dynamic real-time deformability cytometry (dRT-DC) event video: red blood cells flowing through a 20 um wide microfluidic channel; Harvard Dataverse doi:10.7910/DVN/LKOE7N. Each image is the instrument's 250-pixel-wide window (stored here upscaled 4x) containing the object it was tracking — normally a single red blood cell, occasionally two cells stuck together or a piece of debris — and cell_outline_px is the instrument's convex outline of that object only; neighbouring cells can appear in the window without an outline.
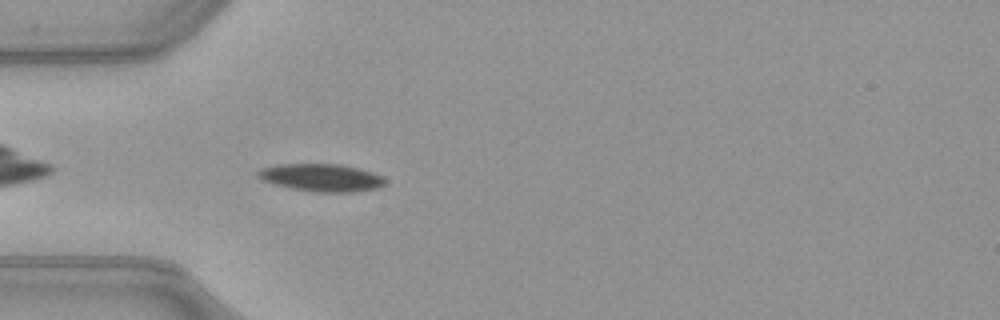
{"species": "common noctule bat (a hibernating species)", "species_latin": "Nyctalus noctula", "temperature_condition": "warm", "stored_images_in_passage": 39, "camera_frame_rate_fps": 3000, "um_per_image_px": 0.085, "animal": {"sex": "female", "body_mass_g": 21.9}, "frame": {"image": 1, "passage_image": 3, "time_ms": 0.667, "image_size_px": [1000, 320], "cell_outline_px": [[384, 184], [376, 188], [352, 192], [316, 192], [292, 188], [272, 184], [260, 180], [256, 176], [256, 172], [260, 168], [276, 164], [340, 164], [360, 168], [384, 176]], "centroid_in_image_um": [27.26, 15.09], "position_along_channel_um": 57.7, "area_um2": 20.63}}
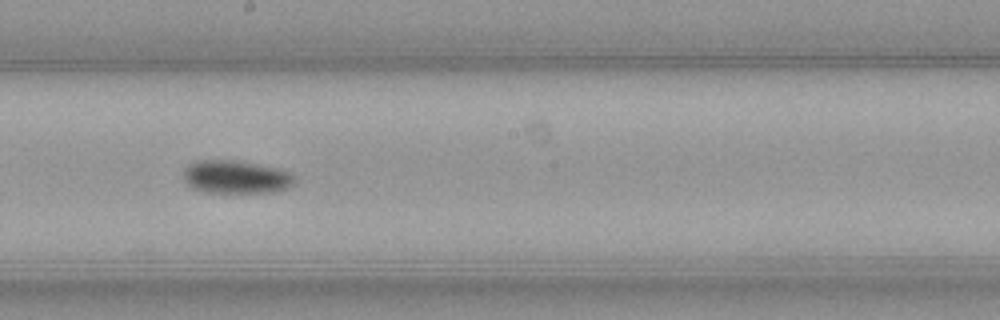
{"frame": {"image": 2, "passage_image": 16, "time_ms": 5.0, "image_size_px": [1000, 320], "cell_outline_px": [[296, 180], [288, 188], [276, 192], [204, 192], [192, 188], [184, 180], [184, 168], [188, 164], [200, 160], [232, 160], [280, 168], [292, 172]], "centroid_in_image_um": [20.08, 15.04], "position_along_channel_um": 228.1, "area_um2": 21.56}}
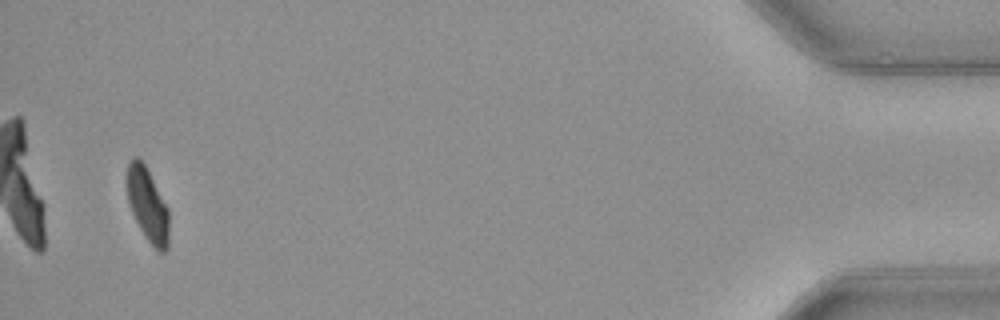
{"frame": {"image": 3, "passage_image": 37, "time_ms": 12.0, "image_size_px": [1000, 320], "cell_outline_px": [[168, 248], [164, 252], [160, 252], [148, 240], [140, 228], [132, 212], [128, 200], [128, 164], [132, 156], [136, 156], [144, 164], [168, 208]], "centroid_in_image_um": [12.56, 17.42], "position_along_channel_um": 422.6, "area_um2": 17.4}, "authors_computed_cell_mechanics": {"area_um2": 20.2878, "velocity_mm_per_s": 4.0137, "shape_relaxation_time_tau1_ms": 3.6811, "shape_relaxation_time_tau2_ms": null, "deformation_change_tau1": 0.1531, "deformation_change_tau2": null}}